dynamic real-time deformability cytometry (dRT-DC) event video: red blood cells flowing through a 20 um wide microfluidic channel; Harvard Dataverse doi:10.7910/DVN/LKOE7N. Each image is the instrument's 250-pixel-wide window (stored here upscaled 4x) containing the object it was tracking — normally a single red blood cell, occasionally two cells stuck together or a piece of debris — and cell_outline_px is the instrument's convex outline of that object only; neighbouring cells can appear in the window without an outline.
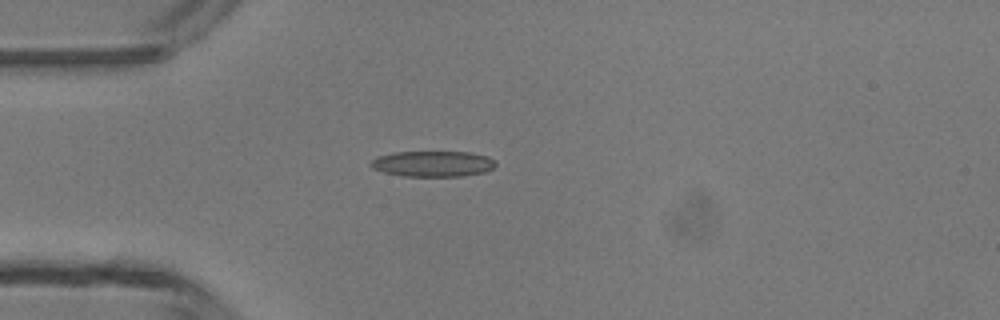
{"species": "common noctule bat (a hibernating species)", "species_latin": "Nyctalus noctula", "temperature_condition": "room temperature", "stored_images_in_passage": 4, "camera_frame_rate_fps": 3000, "um_per_image_px": 0.085, "animal": {"sex": "male", "body_mass_g": 13.3}, "frame": {"image": 1, "passage_image": 4, "time_ms": 3.333, "image_size_px": [1000, 320], "cell_outline_px": [[496, 164], [492, 168], [484, 172], [460, 176], [404, 176], [384, 172], [372, 168], [372, 160], [376, 156], [392, 152], [472, 152], [488, 156]], "centroid_in_image_um": [36.78, 13.91], "position_along_channel_um": 48.2, "area_um2": 18.61}}